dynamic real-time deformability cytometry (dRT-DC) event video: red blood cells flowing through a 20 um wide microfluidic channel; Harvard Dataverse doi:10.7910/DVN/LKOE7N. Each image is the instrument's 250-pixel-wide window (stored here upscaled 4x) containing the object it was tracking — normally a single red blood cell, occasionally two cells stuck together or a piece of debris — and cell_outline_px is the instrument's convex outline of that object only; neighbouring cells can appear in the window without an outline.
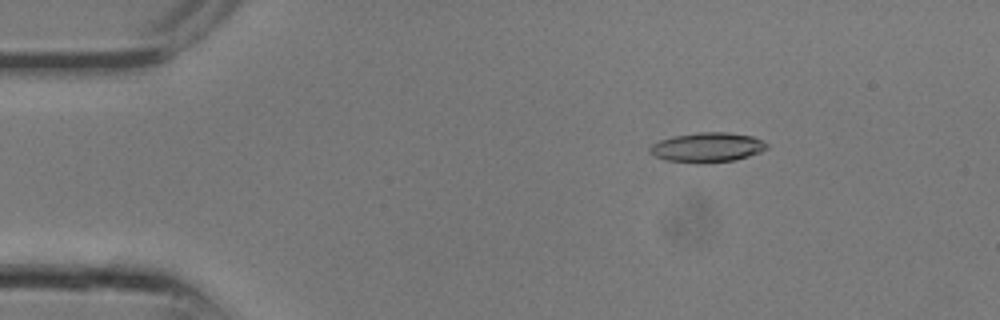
{"species": "common noctule bat (a hibernating species)", "species_latin": "Nyctalus noctula", "temperature_condition": "room temperature", "stored_images_in_passage": 12, "camera_frame_rate_fps": 3000, "um_per_image_px": 0.085, "animal": {"sex": "male", "body_mass_g": 13.3}, "frame": {"image": 1, "passage_image": 4, "time_ms": 1.0, "image_size_px": [1000, 320], "cell_outline_px": [[768, 148], [760, 152], [736, 160], [700, 164], [696, 164], [664, 160], [648, 152], [648, 148], [652, 144], [660, 140], [672, 136], [696, 132], [728, 132], [752, 136], [768, 144]], "centroid_in_image_um": [60.08, 12.53], "position_along_channel_um": 24.9, "area_um2": 20.52}}
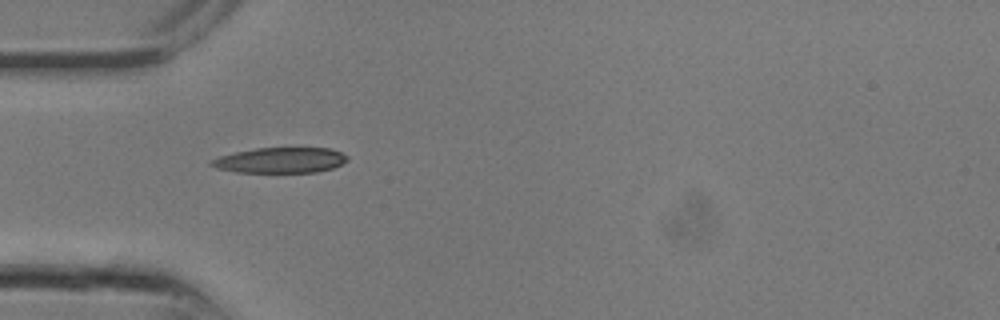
{"frame": {"image": 2, "passage_image": 8, "time_ms": 2.333, "image_size_px": [1000, 320], "cell_outline_px": [[348, 160], [332, 168], [316, 172], [236, 172], [216, 168], [208, 164], [208, 160], [220, 156], [236, 152], [256, 148], [332, 148], [348, 156]], "centroid_in_image_um": [23.8, 13.62], "position_along_channel_um": 61.2, "area_um2": 20.17}}
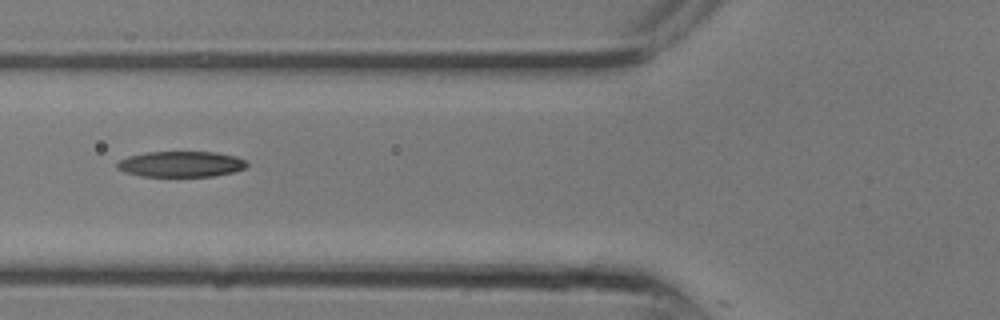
{"frame": {"image": 3, "passage_image": 10, "time_ms": 3.0, "image_size_px": [1000, 320], "cell_outline_px": [[248, 164], [244, 168], [232, 172], [212, 176], [140, 176], [124, 172], [116, 168], [116, 164], [120, 160], [128, 156], [144, 152], [216, 152], [236, 156], [244, 160]], "centroid_in_image_um": [15.34, 13.94], "position_along_channel_um": 110.5, "area_um2": 19.42}}